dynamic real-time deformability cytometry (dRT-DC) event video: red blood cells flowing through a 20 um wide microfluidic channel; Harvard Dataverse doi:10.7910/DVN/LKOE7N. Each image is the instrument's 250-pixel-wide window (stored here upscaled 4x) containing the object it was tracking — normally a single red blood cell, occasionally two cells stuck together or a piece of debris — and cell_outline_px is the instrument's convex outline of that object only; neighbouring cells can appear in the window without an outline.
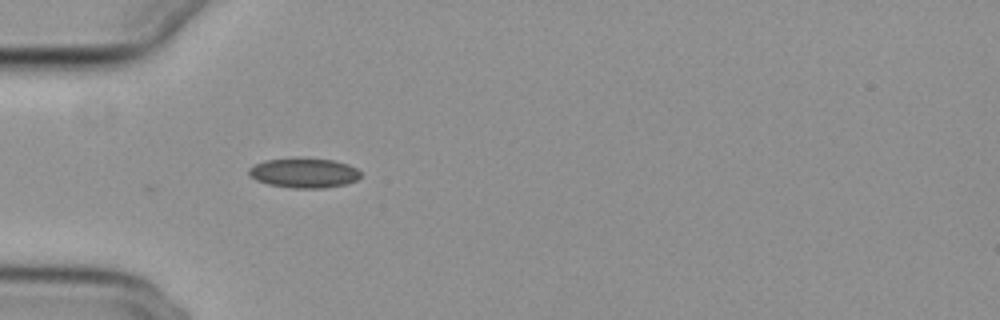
{"species": "common noctule bat (a hibernating species)", "species_latin": "Nyctalus noctula", "temperature_condition": "cold", "stored_images_in_passage": 38, "camera_frame_rate_fps": 3000, "um_per_image_px": 0.085, "animal": {"sex": "female", "body_mass_g": 29.2, "forearm_length_mm": 56.3}, "frame": {"image": 1, "passage_image": 1, "time_ms": 0.0, "image_size_px": [1000, 320], "cell_outline_px": [[360, 176], [356, 180], [344, 184], [324, 188], [292, 188], [268, 184], [256, 180], [248, 176], [248, 168], [264, 160], [332, 160], [348, 164], [356, 168], [360, 172]], "centroid_in_image_um": [25.82, 14.73], "position_along_channel_um": 59.2, "area_um2": 18.79}}
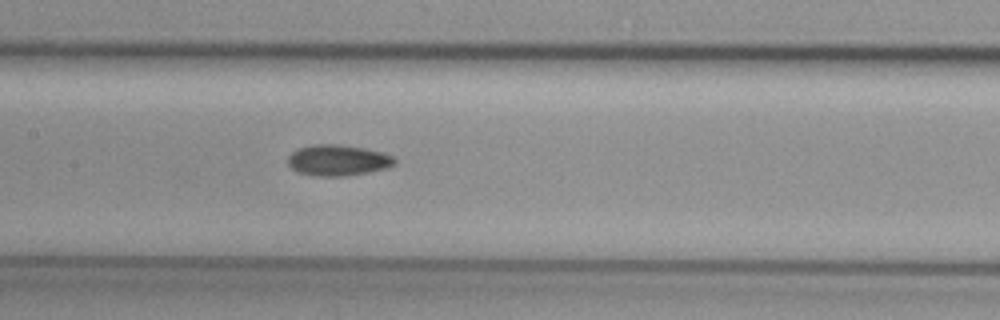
{"frame": {"image": 2, "passage_image": 11, "time_ms": 3.333, "image_size_px": [1000, 320], "cell_outline_px": [[396, 164], [388, 168], [368, 172], [344, 176], [312, 176], [296, 172], [288, 164], [288, 156], [292, 152], [300, 148], [312, 144], [340, 144], [364, 148], [380, 152], [392, 156], [396, 160]], "centroid_in_image_um": [28.71, 13.63], "position_along_channel_um": 178.7, "area_um2": 19.36}}
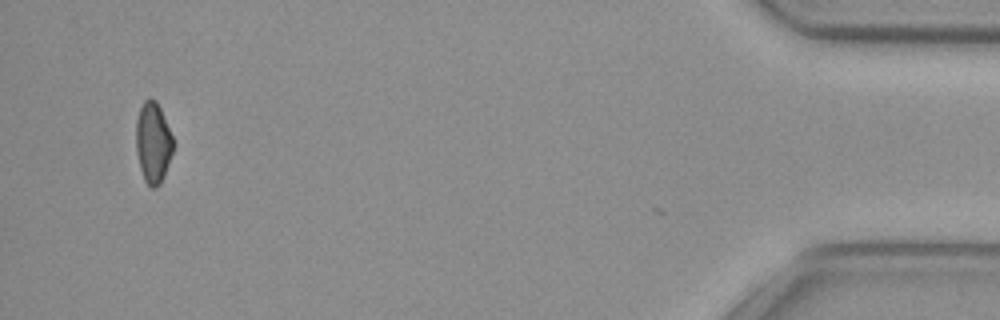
{"frame": {"image": 3, "passage_image": 37, "time_ms": 12.0, "image_size_px": [1000, 320], "cell_outline_px": [[172, 152], [164, 176], [160, 184], [156, 188], [152, 188], [144, 180], [140, 168], [136, 152], [136, 120], [140, 108], [144, 100], [156, 100], [160, 108], [172, 136]], "centroid_in_image_um": [12.99, 12.15], "position_along_channel_um": 422.2, "area_um2": 17.22}}